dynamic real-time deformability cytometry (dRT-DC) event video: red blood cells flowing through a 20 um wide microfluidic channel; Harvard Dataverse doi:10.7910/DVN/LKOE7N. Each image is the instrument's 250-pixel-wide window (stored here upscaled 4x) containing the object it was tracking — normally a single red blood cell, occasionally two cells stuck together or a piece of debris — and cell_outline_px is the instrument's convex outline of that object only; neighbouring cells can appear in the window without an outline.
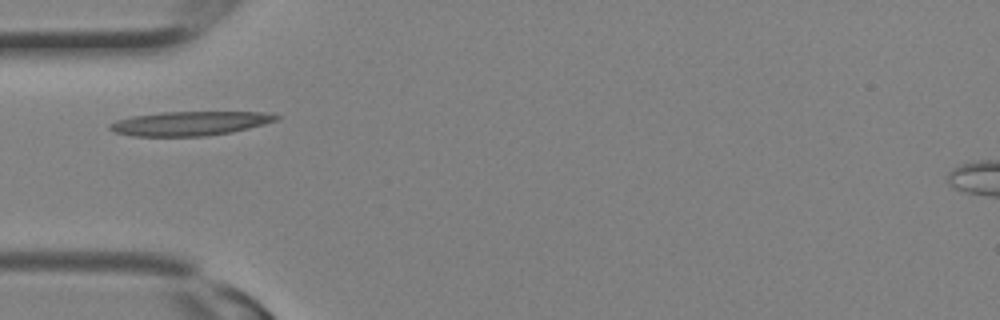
{"species": "Egyptian fruit bat (a non-hibernating species)", "species_latin": "Rousettus aegyptiacus", "temperature_condition": "room temperature", "stored_images_in_passage": 4, "camera_frame_rate_fps": 3000, "um_per_image_px": 0.085, "animal": {"sex": "female"}, "frame": {"image": 1, "passage_image": 1, "time_ms": 0.0, "image_size_px": [1000, 320], "cell_outline_px": [[280, 116], [276, 120], [264, 124], [232, 132], [208, 136], [132, 136], [112, 132], [108, 128], [108, 124], [116, 120], [132, 116], [160, 112], [260, 112]], "centroid_in_image_um": [16.06, 10.49], "position_along_channel_um": 68.9, "area_um2": 23.47}}
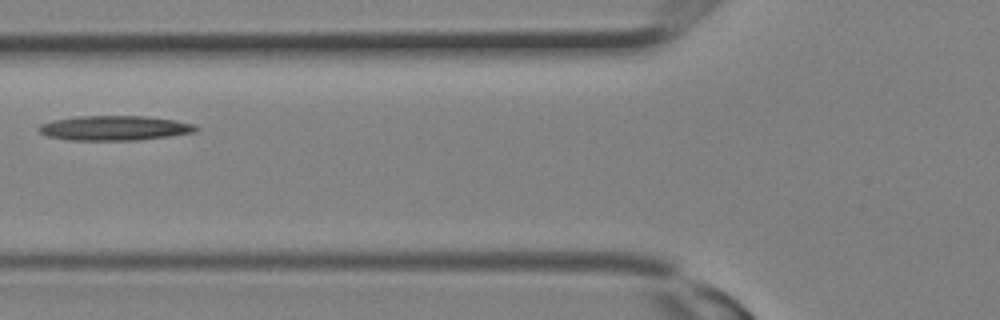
{"frame": {"image": 2, "passage_image": 3, "time_ms": 0.667, "image_size_px": [1000, 320], "cell_outline_px": [[200, 128], [196, 132], [140, 140], [68, 140], [48, 136], [40, 132], [36, 128], [40, 124], [56, 120], [80, 116], [144, 116], [176, 120], [196, 124]], "centroid_in_image_um": [9.78, 10.88], "position_along_channel_um": 116.0, "area_um2": 22.66}}